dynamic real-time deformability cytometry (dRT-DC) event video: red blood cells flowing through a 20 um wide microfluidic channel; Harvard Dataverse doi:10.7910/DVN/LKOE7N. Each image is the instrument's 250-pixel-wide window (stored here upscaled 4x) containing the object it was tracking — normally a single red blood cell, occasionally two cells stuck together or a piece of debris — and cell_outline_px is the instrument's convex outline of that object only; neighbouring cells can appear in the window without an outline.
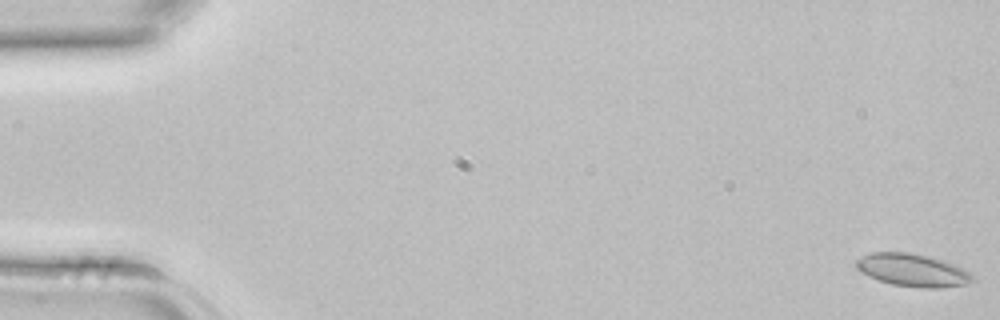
{"species": "common noctule bat (a hibernating species)", "species_latin": "Nyctalus noctula", "temperature_condition": "room temperature", "stored_images_in_passage": 4, "camera_frame_rate_fps": 3000, "um_per_image_px": 0.085, "animal": {"sex": "female", "body_mass_g": 22.7, "forearm_length_mm": 54.2}, "frame": {"image": 1, "passage_image": 1, "time_ms": 0.0, "image_size_px": [1000, 320], "cell_outline_px": [[972, 280], [964, 284], [940, 288], [920, 288], [892, 284], [868, 276], [860, 272], [856, 268], [856, 260], [872, 252], [912, 252], [928, 256], [964, 268], [972, 276]], "centroid_in_image_um": [77.53, 22.96], "position_along_channel_um": 7.5, "area_um2": 21.91}}
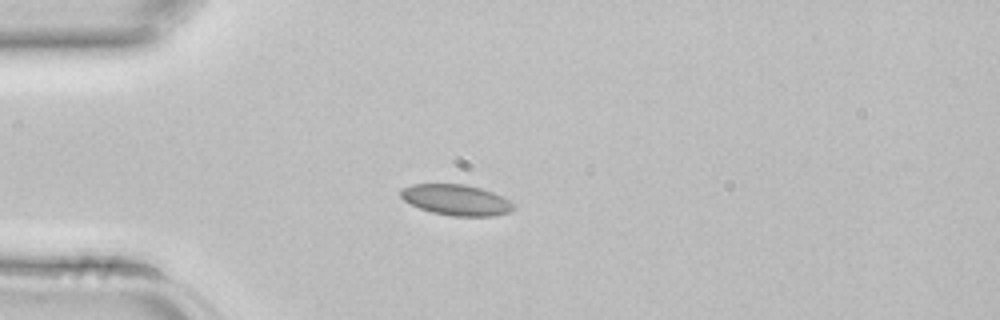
{"frame": {"image": 2, "passage_image": 4, "time_ms": 1.0, "image_size_px": [1000, 320], "cell_outline_px": [[516, 208], [512, 212], [492, 216], [452, 216], [432, 212], [420, 208], [404, 200], [400, 196], [400, 192], [404, 188], [412, 184], [464, 184], [480, 188], [492, 192], [508, 200]], "centroid_in_image_um": [38.79, 17.0], "position_along_channel_um": 46.2, "area_um2": 20.06}}